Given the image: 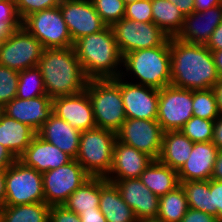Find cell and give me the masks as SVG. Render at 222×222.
Masks as SVG:
<instances>
[{
    "label": "cell",
    "instance_id": "obj_1",
    "mask_svg": "<svg viewBox=\"0 0 222 222\" xmlns=\"http://www.w3.org/2000/svg\"><path fill=\"white\" fill-rule=\"evenodd\" d=\"M171 83L189 89L207 90L220 79L213 52L206 46L170 37Z\"/></svg>",
    "mask_w": 222,
    "mask_h": 222
},
{
    "label": "cell",
    "instance_id": "obj_2",
    "mask_svg": "<svg viewBox=\"0 0 222 222\" xmlns=\"http://www.w3.org/2000/svg\"><path fill=\"white\" fill-rule=\"evenodd\" d=\"M84 74L90 79H114L121 76L123 56L111 26L83 36L73 44Z\"/></svg>",
    "mask_w": 222,
    "mask_h": 222
},
{
    "label": "cell",
    "instance_id": "obj_3",
    "mask_svg": "<svg viewBox=\"0 0 222 222\" xmlns=\"http://www.w3.org/2000/svg\"><path fill=\"white\" fill-rule=\"evenodd\" d=\"M38 67L46 94L52 100L86 89L89 79L84 74L73 47L45 48Z\"/></svg>",
    "mask_w": 222,
    "mask_h": 222
},
{
    "label": "cell",
    "instance_id": "obj_4",
    "mask_svg": "<svg viewBox=\"0 0 222 222\" xmlns=\"http://www.w3.org/2000/svg\"><path fill=\"white\" fill-rule=\"evenodd\" d=\"M121 76L132 83L158 90L170 85V37L161 46L125 54Z\"/></svg>",
    "mask_w": 222,
    "mask_h": 222
},
{
    "label": "cell",
    "instance_id": "obj_5",
    "mask_svg": "<svg viewBox=\"0 0 222 222\" xmlns=\"http://www.w3.org/2000/svg\"><path fill=\"white\" fill-rule=\"evenodd\" d=\"M86 91L92 103L96 127L117 132L126 120L120 76L114 79H90Z\"/></svg>",
    "mask_w": 222,
    "mask_h": 222
},
{
    "label": "cell",
    "instance_id": "obj_6",
    "mask_svg": "<svg viewBox=\"0 0 222 222\" xmlns=\"http://www.w3.org/2000/svg\"><path fill=\"white\" fill-rule=\"evenodd\" d=\"M116 132L93 128L81 132L77 162L90 177L106 178L112 168Z\"/></svg>",
    "mask_w": 222,
    "mask_h": 222
},
{
    "label": "cell",
    "instance_id": "obj_7",
    "mask_svg": "<svg viewBox=\"0 0 222 222\" xmlns=\"http://www.w3.org/2000/svg\"><path fill=\"white\" fill-rule=\"evenodd\" d=\"M5 177L4 205L45 202L42 173L17 159L5 170Z\"/></svg>",
    "mask_w": 222,
    "mask_h": 222
},
{
    "label": "cell",
    "instance_id": "obj_8",
    "mask_svg": "<svg viewBox=\"0 0 222 222\" xmlns=\"http://www.w3.org/2000/svg\"><path fill=\"white\" fill-rule=\"evenodd\" d=\"M22 27L39 40L44 48L73 47L59 6L28 15L22 21Z\"/></svg>",
    "mask_w": 222,
    "mask_h": 222
},
{
    "label": "cell",
    "instance_id": "obj_9",
    "mask_svg": "<svg viewBox=\"0 0 222 222\" xmlns=\"http://www.w3.org/2000/svg\"><path fill=\"white\" fill-rule=\"evenodd\" d=\"M42 43L20 27L3 40L0 47V65L18 72L38 66L44 51Z\"/></svg>",
    "mask_w": 222,
    "mask_h": 222
},
{
    "label": "cell",
    "instance_id": "obj_10",
    "mask_svg": "<svg viewBox=\"0 0 222 222\" xmlns=\"http://www.w3.org/2000/svg\"><path fill=\"white\" fill-rule=\"evenodd\" d=\"M122 56L129 52L161 46L169 36L153 22H136L126 18L111 26Z\"/></svg>",
    "mask_w": 222,
    "mask_h": 222
},
{
    "label": "cell",
    "instance_id": "obj_11",
    "mask_svg": "<svg viewBox=\"0 0 222 222\" xmlns=\"http://www.w3.org/2000/svg\"><path fill=\"white\" fill-rule=\"evenodd\" d=\"M90 176L73 159L69 163L42 174L45 203L63 205Z\"/></svg>",
    "mask_w": 222,
    "mask_h": 222
},
{
    "label": "cell",
    "instance_id": "obj_12",
    "mask_svg": "<svg viewBox=\"0 0 222 222\" xmlns=\"http://www.w3.org/2000/svg\"><path fill=\"white\" fill-rule=\"evenodd\" d=\"M193 91L172 85L159 90L157 121L164 132L180 130L193 116Z\"/></svg>",
    "mask_w": 222,
    "mask_h": 222
},
{
    "label": "cell",
    "instance_id": "obj_13",
    "mask_svg": "<svg viewBox=\"0 0 222 222\" xmlns=\"http://www.w3.org/2000/svg\"><path fill=\"white\" fill-rule=\"evenodd\" d=\"M164 131L157 120L128 119L116 132L117 140L136 148L157 160L160 155Z\"/></svg>",
    "mask_w": 222,
    "mask_h": 222
},
{
    "label": "cell",
    "instance_id": "obj_14",
    "mask_svg": "<svg viewBox=\"0 0 222 222\" xmlns=\"http://www.w3.org/2000/svg\"><path fill=\"white\" fill-rule=\"evenodd\" d=\"M59 7L73 43L107 26L91 0H61Z\"/></svg>",
    "mask_w": 222,
    "mask_h": 222
},
{
    "label": "cell",
    "instance_id": "obj_15",
    "mask_svg": "<svg viewBox=\"0 0 222 222\" xmlns=\"http://www.w3.org/2000/svg\"><path fill=\"white\" fill-rule=\"evenodd\" d=\"M120 89L126 118L157 120L159 90L125 80L120 76Z\"/></svg>",
    "mask_w": 222,
    "mask_h": 222
},
{
    "label": "cell",
    "instance_id": "obj_16",
    "mask_svg": "<svg viewBox=\"0 0 222 222\" xmlns=\"http://www.w3.org/2000/svg\"><path fill=\"white\" fill-rule=\"evenodd\" d=\"M106 180L117 186L138 221L157 218L160 197L152 193L140 178Z\"/></svg>",
    "mask_w": 222,
    "mask_h": 222
},
{
    "label": "cell",
    "instance_id": "obj_17",
    "mask_svg": "<svg viewBox=\"0 0 222 222\" xmlns=\"http://www.w3.org/2000/svg\"><path fill=\"white\" fill-rule=\"evenodd\" d=\"M53 113L80 132L96 128L92 103L86 89L53 99Z\"/></svg>",
    "mask_w": 222,
    "mask_h": 222
},
{
    "label": "cell",
    "instance_id": "obj_18",
    "mask_svg": "<svg viewBox=\"0 0 222 222\" xmlns=\"http://www.w3.org/2000/svg\"><path fill=\"white\" fill-rule=\"evenodd\" d=\"M1 110L7 116L29 125L37 132L53 113V100L47 95L31 99L15 97Z\"/></svg>",
    "mask_w": 222,
    "mask_h": 222
},
{
    "label": "cell",
    "instance_id": "obj_19",
    "mask_svg": "<svg viewBox=\"0 0 222 222\" xmlns=\"http://www.w3.org/2000/svg\"><path fill=\"white\" fill-rule=\"evenodd\" d=\"M222 22V5L186 15L181 30L175 36L184 42L206 45L211 34Z\"/></svg>",
    "mask_w": 222,
    "mask_h": 222
},
{
    "label": "cell",
    "instance_id": "obj_20",
    "mask_svg": "<svg viewBox=\"0 0 222 222\" xmlns=\"http://www.w3.org/2000/svg\"><path fill=\"white\" fill-rule=\"evenodd\" d=\"M218 152L213 142L194 143L189 158L177 171L179 183L210 180Z\"/></svg>",
    "mask_w": 222,
    "mask_h": 222
},
{
    "label": "cell",
    "instance_id": "obj_21",
    "mask_svg": "<svg viewBox=\"0 0 222 222\" xmlns=\"http://www.w3.org/2000/svg\"><path fill=\"white\" fill-rule=\"evenodd\" d=\"M153 160L148 154L117 140L114 145L112 168L105 179L140 178Z\"/></svg>",
    "mask_w": 222,
    "mask_h": 222
},
{
    "label": "cell",
    "instance_id": "obj_22",
    "mask_svg": "<svg viewBox=\"0 0 222 222\" xmlns=\"http://www.w3.org/2000/svg\"><path fill=\"white\" fill-rule=\"evenodd\" d=\"M19 160L43 174L69 163L73 158L36 134Z\"/></svg>",
    "mask_w": 222,
    "mask_h": 222
},
{
    "label": "cell",
    "instance_id": "obj_23",
    "mask_svg": "<svg viewBox=\"0 0 222 222\" xmlns=\"http://www.w3.org/2000/svg\"><path fill=\"white\" fill-rule=\"evenodd\" d=\"M37 135L76 159L81 132L54 113L37 131Z\"/></svg>",
    "mask_w": 222,
    "mask_h": 222
},
{
    "label": "cell",
    "instance_id": "obj_24",
    "mask_svg": "<svg viewBox=\"0 0 222 222\" xmlns=\"http://www.w3.org/2000/svg\"><path fill=\"white\" fill-rule=\"evenodd\" d=\"M36 134L29 125L7 116L0 109V144L16 159L23 155Z\"/></svg>",
    "mask_w": 222,
    "mask_h": 222
},
{
    "label": "cell",
    "instance_id": "obj_25",
    "mask_svg": "<svg viewBox=\"0 0 222 222\" xmlns=\"http://www.w3.org/2000/svg\"><path fill=\"white\" fill-rule=\"evenodd\" d=\"M99 209L107 222H138L133 210L122 199L117 186L100 177Z\"/></svg>",
    "mask_w": 222,
    "mask_h": 222
},
{
    "label": "cell",
    "instance_id": "obj_26",
    "mask_svg": "<svg viewBox=\"0 0 222 222\" xmlns=\"http://www.w3.org/2000/svg\"><path fill=\"white\" fill-rule=\"evenodd\" d=\"M193 145L194 143L180 130L166 131L163 134L161 151L157 160L178 171L189 158Z\"/></svg>",
    "mask_w": 222,
    "mask_h": 222
},
{
    "label": "cell",
    "instance_id": "obj_27",
    "mask_svg": "<svg viewBox=\"0 0 222 222\" xmlns=\"http://www.w3.org/2000/svg\"><path fill=\"white\" fill-rule=\"evenodd\" d=\"M143 184L155 195L163 196L180 185L177 170L153 160L140 176Z\"/></svg>",
    "mask_w": 222,
    "mask_h": 222
},
{
    "label": "cell",
    "instance_id": "obj_28",
    "mask_svg": "<svg viewBox=\"0 0 222 222\" xmlns=\"http://www.w3.org/2000/svg\"><path fill=\"white\" fill-rule=\"evenodd\" d=\"M68 210L82 212L100 210V177H90L63 204Z\"/></svg>",
    "mask_w": 222,
    "mask_h": 222
},
{
    "label": "cell",
    "instance_id": "obj_29",
    "mask_svg": "<svg viewBox=\"0 0 222 222\" xmlns=\"http://www.w3.org/2000/svg\"><path fill=\"white\" fill-rule=\"evenodd\" d=\"M153 23L169 37H175L182 28L185 16L169 0H151Z\"/></svg>",
    "mask_w": 222,
    "mask_h": 222
},
{
    "label": "cell",
    "instance_id": "obj_30",
    "mask_svg": "<svg viewBox=\"0 0 222 222\" xmlns=\"http://www.w3.org/2000/svg\"><path fill=\"white\" fill-rule=\"evenodd\" d=\"M50 207L45 202L4 205L2 207V222H49Z\"/></svg>",
    "mask_w": 222,
    "mask_h": 222
},
{
    "label": "cell",
    "instance_id": "obj_31",
    "mask_svg": "<svg viewBox=\"0 0 222 222\" xmlns=\"http://www.w3.org/2000/svg\"><path fill=\"white\" fill-rule=\"evenodd\" d=\"M188 209L184 189L179 185L173 191L160 196L156 219L162 222H180Z\"/></svg>",
    "mask_w": 222,
    "mask_h": 222
},
{
    "label": "cell",
    "instance_id": "obj_32",
    "mask_svg": "<svg viewBox=\"0 0 222 222\" xmlns=\"http://www.w3.org/2000/svg\"><path fill=\"white\" fill-rule=\"evenodd\" d=\"M184 189L190 209L202 211L212 215V194L210 180L180 182Z\"/></svg>",
    "mask_w": 222,
    "mask_h": 222
},
{
    "label": "cell",
    "instance_id": "obj_33",
    "mask_svg": "<svg viewBox=\"0 0 222 222\" xmlns=\"http://www.w3.org/2000/svg\"><path fill=\"white\" fill-rule=\"evenodd\" d=\"M47 95L41 70L38 66L19 72V80L16 97L31 99Z\"/></svg>",
    "mask_w": 222,
    "mask_h": 222
},
{
    "label": "cell",
    "instance_id": "obj_34",
    "mask_svg": "<svg viewBox=\"0 0 222 222\" xmlns=\"http://www.w3.org/2000/svg\"><path fill=\"white\" fill-rule=\"evenodd\" d=\"M193 116L207 120H215L220 114L212 88L207 90H193Z\"/></svg>",
    "mask_w": 222,
    "mask_h": 222
},
{
    "label": "cell",
    "instance_id": "obj_35",
    "mask_svg": "<svg viewBox=\"0 0 222 222\" xmlns=\"http://www.w3.org/2000/svg\"><path fill=\"white\" fill-rule=\"evenodd\" d=\"M214 120L192 116L180 131L193 143L212 142Z\"/></svg>",
    "mask_w": 222,
    "mask_h": 222
},
{
    "label": "cell",
    "instance_id": "obj_36",
    "mask_svg": "<svg viewBox=\"0 0 222 222\" xmlns=\"http://www.w3.org/2000/svg\"><path fill=\"white\" fill-rule=\"evenodd\" d=\"M96 12L107 26L124 18L125 4L123 0H91Z\"/></svg>",
    "mask_w": 222,
    "mask_h": 222
},
{
    "label": "cell",
    "instance_id": "obj_37",
    "mask_svg": "<svg viewBox=\"0 0 222 222\" xmlns=\"http://www.w3.org/2000/svg\"><path fill=\"white\" fill-rule=\"evenodd\" d=\"M19 72L0 65V109L17 95Z\"/></svg>",
    "mask_w": 222,
    "mask_h": 222
},
{
    "label": "cell",
    "instance_id": "obj_38",
    "mask_svg": "<svg viewBox=\"0 0 222 222\" xmlns=\"http://www.w3.org/2000/svg\"><path fill=\"white\" fill-rule=\"evenodd\" d=\"M124 18L136 22H153L151 0H139L125 6Z\"/></svg>",
    "mask_w": 222,
    "mask_h": 222
},
{
    "label": "cell",
    "instance_id": "obj_39",
    "mask_svg": "<svg viewBox=\"0 0 222 222\" xmlns=\"http://www.w3.org/2000/svg\"><path fill=\"white\" fill-rule=\"evenodd\" d=\"M14 2L23 21L28 15L35 12L59 6L61 0H14Z\"/></svg>",
    "mask_w": 222,
    "mask_h": 222
},
{
    "label": "cell",
    "instance_id": "obj_40",
    "mask_svg": "<svg viewBox=\"0 0 222 222\" xmlns=\"http://www.w3.org/2000/svg\"><path fill=\"white\" fill-rule=\"evenodd\" d=\"M49 222H81V220L79 215L64 205H52L49 210Z\"/></svg>",
    "mask_w": 222,
    "mask_h": 222
},
{
    "label": "cell",
    "instance_id": "obj_41",
    "mask_svg": "<svg viewBox=\"0 0 222 222\" xmlns=\"http://www.w3.org/2000/svg\"><path fill=\"white\" fill-rule=\"evenodd\" d=\"M210 192L212 194V215L222 222V181L210 179Z\"/></svg>",
    "mask_w": 222,
    "mask_h": 222
},
{
    "label": "cell",
    "instance_id": "obj_42",
    "mask_svg": "<svg viewBox=\"0 0 222 222\" xmlns=\"http://www.w3.org/2000/svg\"><path fill=\"white\" fill-rule=\"evenodd\" d=\"M22 27L21 18H0V37L5 40Z\"/></svg>",
    "mask_w": 222,
    "mask_h": 222
},
{
    "label": "cell",
    "instance_id": "obj_43",
    "mask_svg": "<svg viewBox=\"0 0 222 222\" xmlns=\"http://www.w3.org/2000/svg\"><path fill=\"white\" fill-rule=\"evenodd\" d=\"M180 222H220L219 219L211 214L188 209Z\"/></svg>",
    "mask_w": 222,
    "mask_h": 222
},
{
    "label": "cell",
    "instance_id": "obj_44",
    "mask_svg": "<svg viewBox=\"0 0 222 222\" xmlns=\"http://www.w3.org/2000/svg\"><path fill=\"white\" fill-rule=\"evenodd\" d=\"M0 18H20L14 0L0 1Z\"/></svg>",
    "mask_w": 222,
    "mask_h": 222
},
{
    "label": "cell",
    "instance_id": "obj_45",
    "mask_svg": "<svg viewBox=\"0 0 222 222\" xmlns=\"http://www.w3.org/2000/svg\"><path fill=\"white\" fill-rule=\"evenodd\" d=\"M206 46L211 51L222 50V22L216 27V29L211 34Z\"/></svg>",
    "mask_w": 222,
    "mask_h": 222
},
{
    "label": "cell",
    "instance_id": "obj_46",
    "mask_svg": "<svg viewBox=\"0 0 222 222\" xmlns=\"http://www.w3.org/2000/svg\"><path fill=\"white\" fill-rule=\"evenodd\" d=\"M212 142L218 150H222V115L214 120Z\"/></svg>",
    "mask_w": 222,
    "mask_h": 222
},
{
    "label": "cell",
    "instance_id": "obj_47",
    "mask_svg": "<svg viewBox=\"0 0 222 222\" xmlns=\"http://www.w3.org/2000/svg\"><path fill=\"white\" fill-rule=\"evenodd\" d=\"M16 160L12 153L0 144V170H6Z\"/></svg>",
    "mask_w": 222,
    "mask_h": 222
},
{
    "label": "cell",
    "instance_id": "obj_48",
    "mask_svg": "<svg viewBox=\"0 0 222 222\" xmlns=\"http://www.w3.org/2000/svg\"><path fill=\"white\" fill-rule=\"evenodd\" d=\"M79 216L81 222H107L100 210L82 212Z\"/></svg>",
    "mask_w": 222,
    "mask_h": 222
},
{
    "label": "cell",
    "instance_id": "obj_49",
    "mask_svg": "<svg viewBox=\"0 0 222 222\" xmlns=\"http://www.w3.org/2000/svg\"><path fill=\"white\" fill-rule=\"evenodd\" d=\"M219 5H222V0H194V11L202 12Z\"/></svg>",
    "mask_w": 222,
    "mask_h": 222
},
{
    "label": "cell",
    "instance_id": "obj_50",
    "mask_svg": "<svg viewBox=\"0 0 222 222\" xmlns=\"http://www.w3.org/2000/svg\"><path fill=\"white\" fill-rule=\"evenodd\" d=\"M174 3L184 16L194 12V0H169Z\"/></svg>",
    "mask_w": 222,
    "mask_h": 222
},
{
    "label": "cell",
    "instance_id": "obj_51",
    "mask_svg": "<svg viewBox=\"0 0 222 222\" xmlns=\"http://www.w3.org/2000/svg\"><path fill=\"white\" fill-rule=\"evenodd\" d=\"M211 179L222 181V150H219Z\"/></svg>",
    "mask_w": 222,
    "mask_h": 222
},
{
    "label": "cell",
    "instance_id": "obj_52",
    "mask_svg": "<svg viewBox=\"0 0 222 222\" xmlns=\"http://www.w3.org/2000/svg\"><path fill=\"white\" fill-rule=\"evenodd\" d=\"M212 89L216 97L218 112L220 115H222V78L218 80Z\"/></svg>",
    "mask_w": 222,
    "mask_h": 222
},
{
    "label": "cell",
    "instance_id": "obj_53",
    "mask_svg": "<svg viewBox=\"0 0 222 222\" xmlns=\"http://www.w3.org/2000/svg\"><path fill=\"white\" fill-rule=\"evenodd\" d=\"M5 170H0V207L4 206L5 197H6V190H5Z\"/></svg>",
    "mask_w": 222,
    "mask_h": 222
},
{
    "label": "cell",
    "instance_id": "obj_54",
    "mask_svg": "<svg viewBox=\"0 0 222 222\" xmlns=\"http://www.w3.org/2000/svg\"><path fill=\"white\" fill-rule=\"evenodd\" d=\"M215 59V65L218 71L220 78H222V50L212 51Z\"/></svg>",
    "mask_w": 222,
    "mask_h": 222
},
{
    "label": "cell",
    "instance_id": "obj_55",
    "mask_svg": "<svg viewBox=\"0 0 222 222\" xmlns=\"http://www.w3.org/2000/svg\"><path fill=\"white\" fill-rule=\"evenodd\" d=\"M136 1H139V0H123L125 6L128 5V4L134 3Z\"/></svg>",
    "mask_w": 222,
    "mask_h": 222
},
{
    "label": "cell",
    "instance_id": "obj_56",
    "mask_svg": "<svg viewBox=\"0 0 222 222\" xmlns=\"http://www.w3.org/2000/svg\"><path fill=\"white\" fill-rule=\"evenodd\" d=\"M138 222H162V221H159L157 219H151V220H141V221H138Z\"/></svg>",
    "mask_w": 222,
    "mask_h": 222
},
{
    "label": "cell",
    "instance_id": "obj_57",
    "mask_svg": "<svg viewBox=\"0 0 222 222\" xmlns=\"http://www.w3.org/2000/svg\"><path fill=\"white\" fill-rule=\"evenodd\" d=\"M0 222H2V207H0Z\"/></svg>",
    "mask_w": 222,
    "mask_h": 222
},
{
    "label": "cell",
    "instance_id": "obj_58",
    "mask_svg": "<svg viewBox=\"0 0 222 222\" xmlns=\"http://www.w3.org/2000/svg\"><path fill=\"white\" fill-rule=\"evenodd\" d=\"M3 39L0 37V47L2 45Z\"/></svg>",
    "mask_w": 222,
    "mask_h": 222
}]
</instances>
